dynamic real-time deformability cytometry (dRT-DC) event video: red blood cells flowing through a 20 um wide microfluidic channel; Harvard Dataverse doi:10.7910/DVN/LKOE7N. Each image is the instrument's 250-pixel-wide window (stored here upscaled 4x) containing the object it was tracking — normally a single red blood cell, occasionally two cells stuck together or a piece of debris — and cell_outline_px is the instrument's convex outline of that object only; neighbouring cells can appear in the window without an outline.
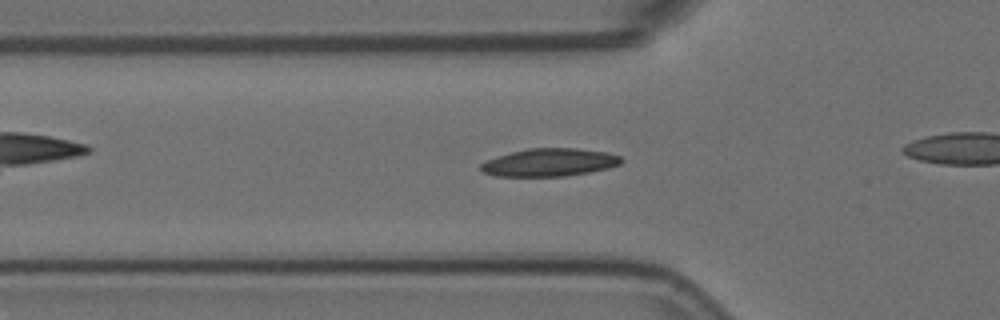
{"species": "Egyptian fruit bat (a non-hibernating species)", "species_latin": "Rousettus aegyptiacus", "temperature_condition": "room temperature", "stored_images_in_passage": 32, "camera_frame_rate_fps": 3000, "um_per_image_px": 0.085, "animal": {"sex": "female"}, "frame": {"image": 1, "passage_image": 5, "time_ms": 1.333, "image_size_px": [1000, 320], "cell_outline_px": [[624, 160], [620, 164], [608, 168], [588, 172], [564, 176], [496, 176], [484, 172], [480, 168], [480, 164], [488, 160], [512, 152], [528, 148], [576, 148], [608, 152], [620, 156]], "centroid_in_image_um": [46.75, 13.8], "position_along_channel_um": 79.1, "area_um2": 22.6}}
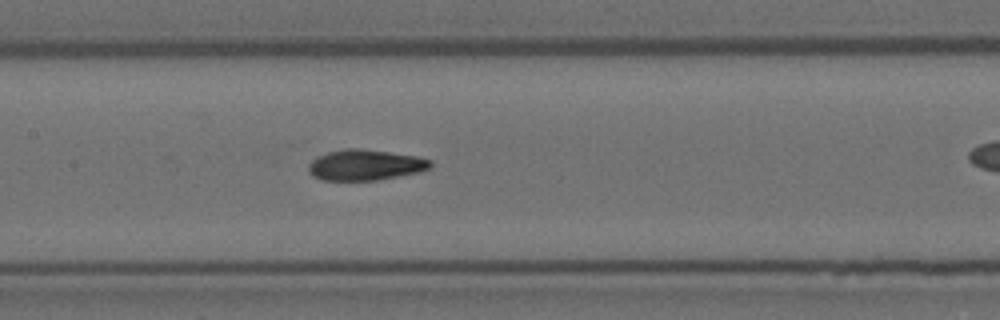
{"frame": {"image": 2, "passage_image": 13, "time_ms": 4.0, "image_size_px": [1000, 320], "cell_outline_px": [[432, 168], [420, 172], [376, 180], [320, 180], [312, 176], [308, 172], [308, 164], [316, 156], [328, 152], [344, 148], [360, 148], [416, 156], [432, 160]], "centroid_in_image_um": [31.03, 14.02], "position_along_channel_um": 176.4, "area_um2": 22.02}}
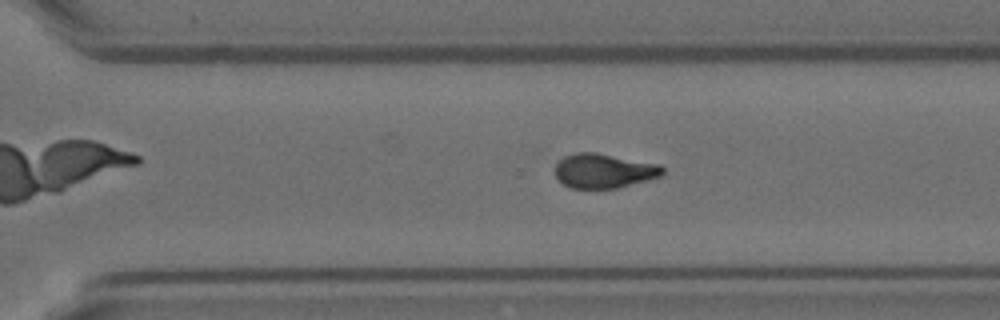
{"frame": {"image": 3, "passage_image": 25, "time_ms": 8.0, "image_size_px": [1000, 320], "cell_outline_px": [[664, 172], [660, 176], [648, 180], [620, 188], [572, 188], [564, 184], [556, 176], [556, 164], [564, 156], [576, 152], [596, 152], [660, 164], [664, 168]], "centroid_in_image_um": [51.36, 14.51], "position_along_channel_um": 319.2, "area_um2": 21.62}}